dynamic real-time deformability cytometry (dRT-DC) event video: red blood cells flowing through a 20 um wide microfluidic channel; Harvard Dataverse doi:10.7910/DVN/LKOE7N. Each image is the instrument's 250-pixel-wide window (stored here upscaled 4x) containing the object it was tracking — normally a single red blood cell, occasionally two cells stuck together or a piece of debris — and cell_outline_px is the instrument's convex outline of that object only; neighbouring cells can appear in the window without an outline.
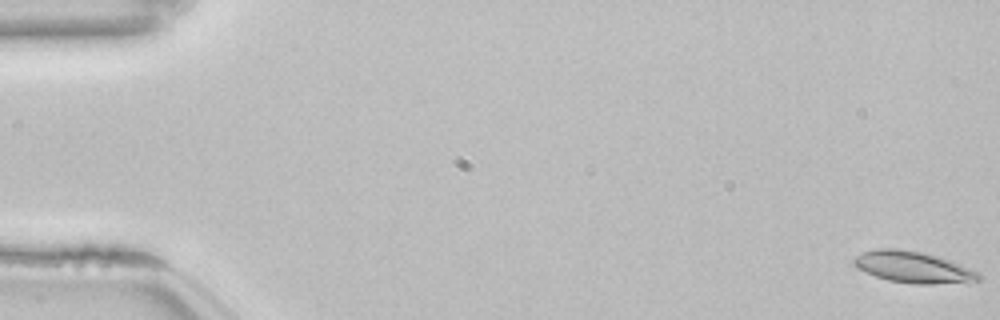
{"species": "common noctule bat (a hibernating species)", "species_latin": "Nyctalus noctula", "temperature_condition": "room temperature", "stored_images_in_passage": 54, "camera_frame_rate_fps": 3000, "um_per_image_px": 0.085, "animal": {"sex": "female", "body_mass_g": 22.7, "forearm_length_mm": 54.2}, "frame": {"image": 1, "passage_image": 1, "time_ms": 0.0, "image_size_px": [1000, 320], "cell_outline_px": [[980, 280], [932, 284], [912, 284], [888, 280], [876, 276], [856, 268], [852, 264], [852, 260], [856, 256], [864, 252], [876, 248], [900, 248], [924, 252], [940, 256], [952, 260], [980, 272]], "centroid_in_image_um": [77.61, 22.69], "position_along_channel_um": 7.4, "area_um2": 23.12}}
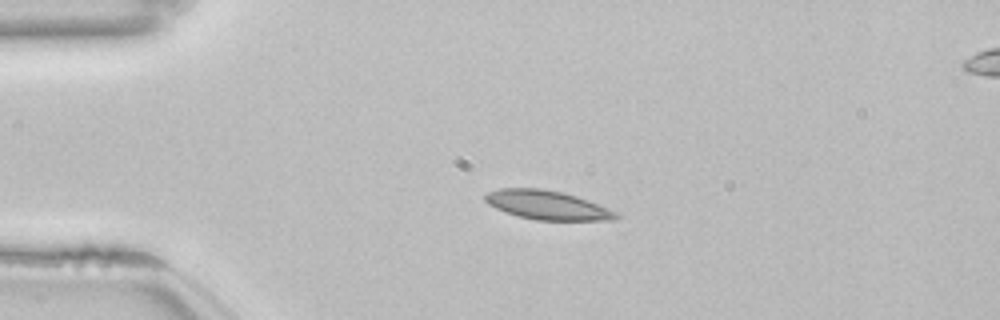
{"frame": {"image": 2, "passage_image": 13, "time_ms": 4.0, "image_size_px": [1000, 320], "cell_outline_px": [[620, 216], [616, 220], [536, 220], [516, 216], [504, 212], [488, 204], [484, 200], [484, 196], [488, 192], [500, 188], [540, 188], [560, 192], [576, 196], [588, 200], [616, 212]], "centroid_in_image_um": [46.48, 17.44], "position_along_channel_um": 38.5, "area_um2": 22.08}}
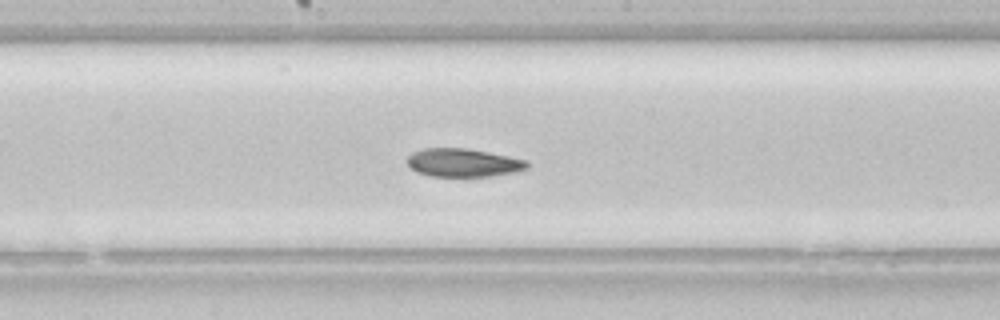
{"frame": {"image": 3, "passage_image": 29, "time_ms": 9.333, "image_size_px": [1000, 320], "cell_outline_px": [[528, 168], [512, 172], [488, 176], [428, 176], [416, 172], [408, 164], [408, 156], [412, 152], [424, 148], [468, 148], [528, 160]], "centroid_in_image_um": [39.35, 13.82], "position_along_channel_um": 208.9, "area_um2": 19.65}, "authors_computed_cell_mechanics": {"area_um2": 21.6461, "velocity_mm_per_s": 3.8186, "shape_relaxation_time_tau1_ms": null, "shape_relaxation_time_tau2_ms": 5.8121, "deformation_change_tau1": null, "deformation_change_tau2": 0.0955}}